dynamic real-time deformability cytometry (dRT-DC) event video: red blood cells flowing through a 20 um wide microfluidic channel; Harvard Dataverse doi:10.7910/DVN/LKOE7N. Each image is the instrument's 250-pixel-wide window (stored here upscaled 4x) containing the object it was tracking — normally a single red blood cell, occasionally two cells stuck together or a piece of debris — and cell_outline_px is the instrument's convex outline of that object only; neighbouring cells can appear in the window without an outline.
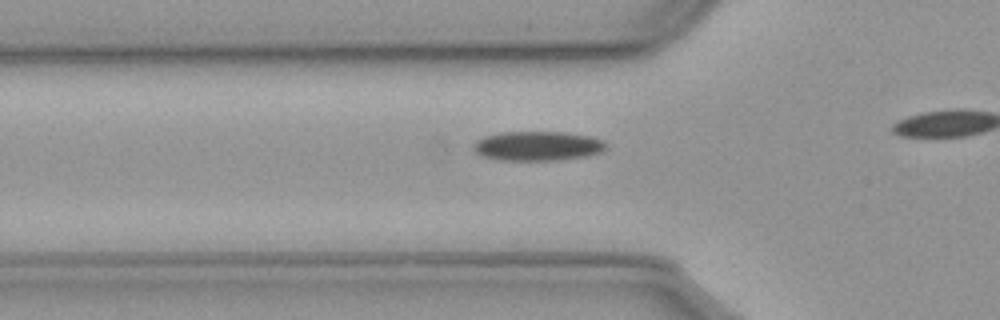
{"species": "common noctule bat (a hibernating species)", "species_latin": "Nyctalus noctula", "temperature_condition": "cold", "stored_images_in_passage": 14, "camera_frame_rate_fps": 3000, "um_per_image_px": 0.085, "animal": {"sex": "male", "body_mass_g": 23.1, "forearm_length_mm": 52.7}, "frame": {"image": 1, "passage_image": 5, "time_ms": 1.333, "image_size_px": [1000, 320], "cell_outline_px": [[604, 148], [600, 152], [584, 156], [556, 160], [500, 160], [480, 156], [476, 152], [476, 144], [480, 140], [488, 136], [504, 132], [564, 132], [588, 136], [604, 140]], "centroid_in_image_um": [45.72, 12.41], "position_along_channel_um": 80.1, "area_um2": 22.14}}